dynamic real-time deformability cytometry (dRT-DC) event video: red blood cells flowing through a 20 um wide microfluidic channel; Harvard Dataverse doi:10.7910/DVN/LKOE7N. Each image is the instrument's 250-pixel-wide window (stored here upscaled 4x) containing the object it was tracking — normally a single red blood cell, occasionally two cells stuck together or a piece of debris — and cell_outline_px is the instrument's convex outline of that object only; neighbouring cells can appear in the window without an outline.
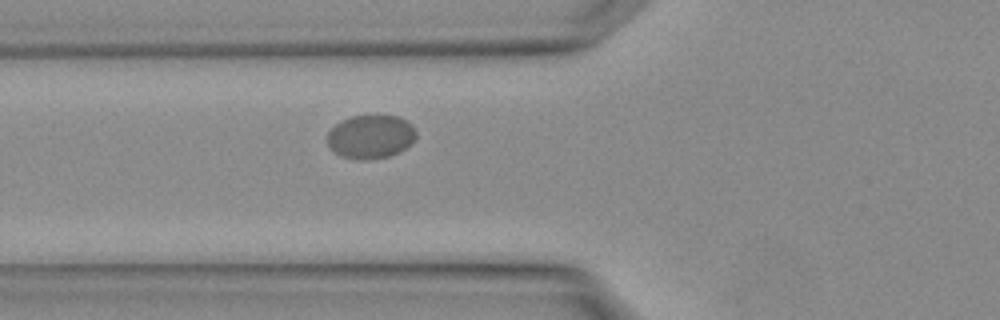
{"species": "Egyptian fruit bat (a non-hibernating species)", "species_latin": "Rousettus aegyptiacus", "temperature_condition": "warm", "stored_images_in_passage": 4, "camera_frame_rate_fps": 3000, "um_per_image_px": 0.085, "animal": {"sex": "female"}, "frame": {"image": 1, "passage_image": 4, "time_ms": 1.0, "image_size_px": [1000, 320], "cell_outline_px": [[416, 136], [400, 152], [388, 156], [368, 160], [360, 160], [340, 156], [328, 144], [328, 132], [340, 120], [352, 116], [376, 112], [400, 116], [412, 124], [416, 132]], "centroid_in_image_um": [31.52, 11.56], "position_along_channel_um": 94.3, "area_um2": 23.12}}